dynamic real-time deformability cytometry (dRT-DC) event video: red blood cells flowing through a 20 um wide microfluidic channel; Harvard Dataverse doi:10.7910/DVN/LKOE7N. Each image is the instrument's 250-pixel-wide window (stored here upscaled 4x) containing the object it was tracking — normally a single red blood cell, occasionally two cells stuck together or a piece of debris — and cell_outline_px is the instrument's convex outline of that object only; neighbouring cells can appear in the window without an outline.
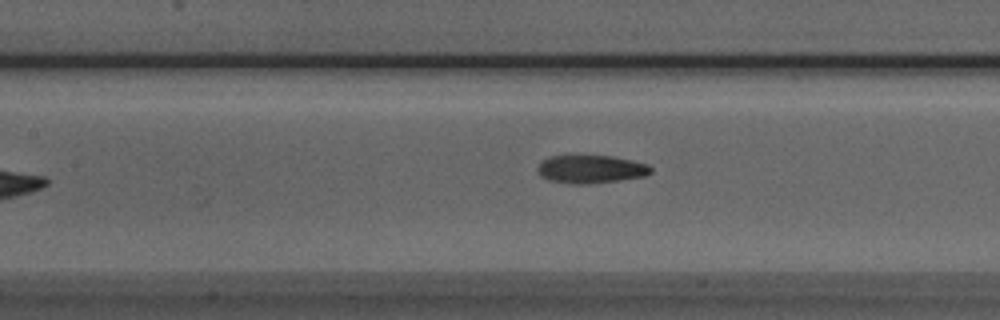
{"species": "Egyptian fruit bat (a non-hibernating species)", "species_latin": "Rousettus aegyptiacus", "temperature_condition": "room temperature", "stored_images_in_passage": 31, "camera_frame_rate_fps": 3000, "um_per_image_px": 0.085, "animal": {"sex": "male"}, "frame": {"image": 1, "passage_image": 10, "time_ms": 3.0, "image_size_px": [1000, 320], "cell_outline_px": [[652, 172], [644, 176], [620, 180], [588, 184], [572, 184], [548, 180], [540, 176], [536, 168], [540, 160], [552, 156], [612, 156], [632, 160], [648, 164], [652, 168]], "centroid_in_image_um": [50.19, 14.38], "position_along_channel_um": 157.2, "area_um2": 18.67}}
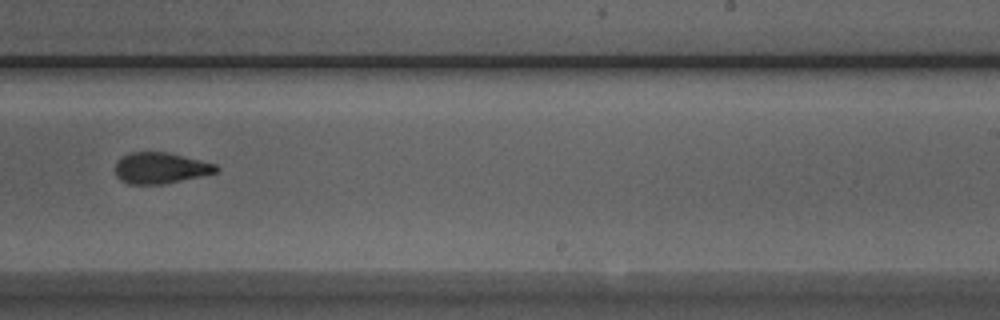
{"frame": {"image": 2, "passage_image": 19, "time_ms": 6.0, "image_size_px": [1000, 320], "cell_outline_px": [[220, 168], [216, 172], [200, 176], [164, 184], [128, 184], [120, 180], [116, 176], [116, 160], [120, 156], [128, 152], [168, 152], [216, 164]], "centroid_in_image_um": [13.6, 14.27], "position_along_channel_um": 275.4, "area_um2": 18.38}}
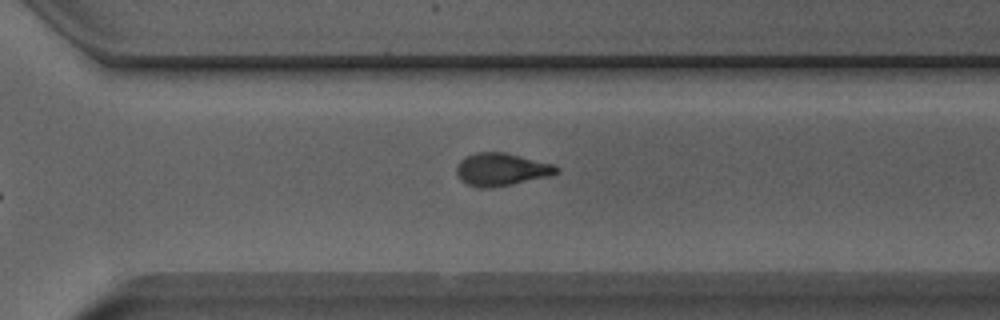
{"frame": {"image": 3, "passage_image": 23, "time_ms": 7.333, "image_size_px": [1000, 320], "cell_outline_px": [[560, 172], [552, 176], [492, 188], [480, 188], [468, 184], [460, 180], [456, 172], [456, 168], [460, 160], [476, 152], [504, 152], [552, 164], [560, 168]], "centroid_in_image_um": [42.63, 14.41], "position_along_channel_um": 328.0, "area_um2": 19.07}, "authors_computed_cell_mechanics": {"area_um2": 19.363, "velocity_mm_per_s": 3.949, "shape_relaxation_time_tau1_ms": 5.2565, "shape_relaxation_time_tau2_ms": 2.6623, "deformation_change_tau1": 0.1587, "deformation_change_tau2": 0.1051}}